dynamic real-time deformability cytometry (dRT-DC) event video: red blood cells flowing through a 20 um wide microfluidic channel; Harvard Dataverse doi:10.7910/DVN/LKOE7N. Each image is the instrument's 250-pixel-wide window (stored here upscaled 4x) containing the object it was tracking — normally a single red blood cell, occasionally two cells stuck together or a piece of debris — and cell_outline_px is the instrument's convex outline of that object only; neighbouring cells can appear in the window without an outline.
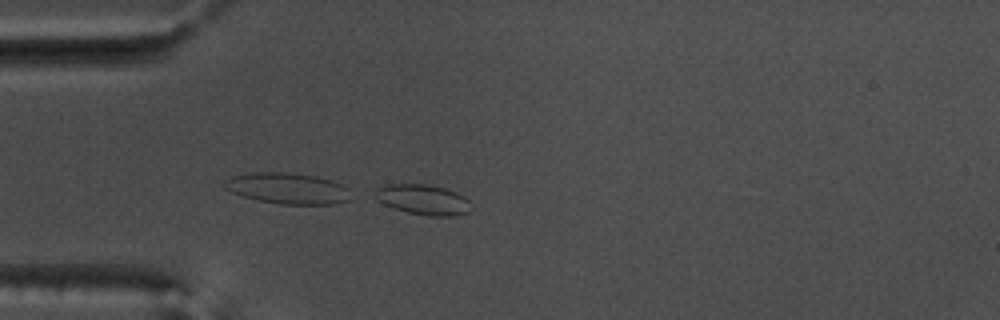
{"species": "common noctule bat (a hibernating species)", "species_latin": "Nyctalus noctula", "temperature_condition": "warm", "stored_images_in_passage": 16, "camera_frame_rate_fps": 3000, "um_per_image_px": 0.085, "animal": {"sex": "male", "body_mass_g": 17.5, "forearm_length_mm": 52.3}, "frame": {"image": 1, "passage_image": 16, "time_ms": 5.0, "image_size_px": [1000, 320], "cell_outline_px": [[468, 212], [456, 216], [428, 216], [408, 212], [384, 204], [376, 200], [372, 196], [372, 192], [388, 184], [428, 184], [444, 188], [456, 192], [464, 196], [468, 200]], "centroid_in_image_um": [35.92, 16.96], "position_along_channel_um": 49.1, "area_um2": 16.82}}